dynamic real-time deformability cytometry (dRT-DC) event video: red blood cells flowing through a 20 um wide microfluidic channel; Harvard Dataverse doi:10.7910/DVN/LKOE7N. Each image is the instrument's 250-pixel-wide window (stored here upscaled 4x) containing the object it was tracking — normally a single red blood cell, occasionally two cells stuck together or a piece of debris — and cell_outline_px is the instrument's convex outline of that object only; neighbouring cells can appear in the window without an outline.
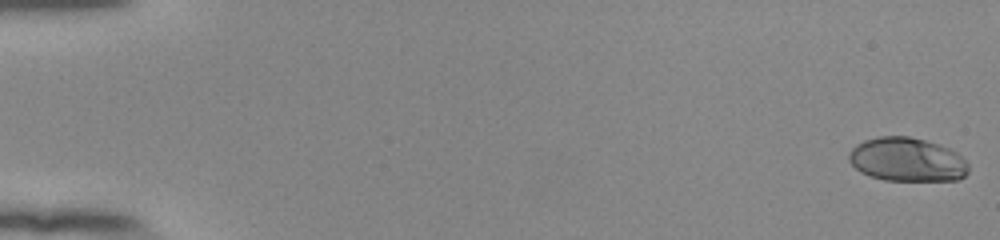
{"species": "human", "species_latin": "Homo sapiens", "temperature_condition": "room temperature", "stored_images_in_passage": 54, "camera_frame_rate_fps": 3000, "um_per_image_px": 0.085, "donor": {"sex": "female"}, "frame": {"image": 1, "passage_image": 1, "time_ms": 0.0, "image_size_px": [1000, 240], "cell_outline_px": [[968, 172], [960, 180], [884, 180], [860, 172], [848, 160], [848, 152], [856, 144], [864, 140], [880, 136], [908, 136], [924, 140], [948, 148], [956, 152], [968, 164]], "centroid_in_image_um": [77.07, 13.57], "position_along_channel_um": 7.9, "area_um2": 30.4}}
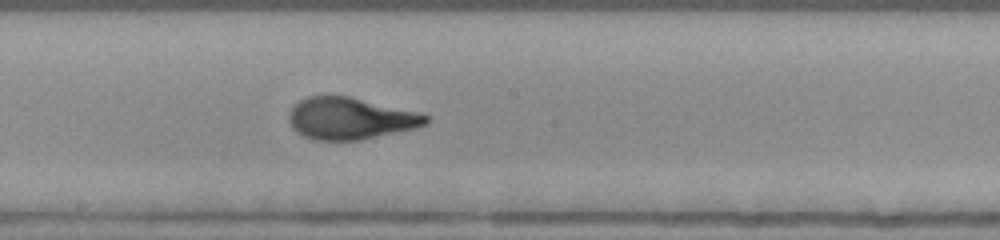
{"frame": {"image": 2, "passage_image": 31, "time_ms": 10.0, "image_size_px": [1000, 240], "cell_outline_px": [[428, 124], [412, 128], [360, 140], [312, 140], [296, 132], [292, 128], [288, 120], [288, 112], [300, 100], [308, 96], [348, 96], [420, 112], [428, 116]], "centroid_in_image_um": [29.74, 10.07], "position_along_channel_um": 218.5, "area_um2": 33.23}}
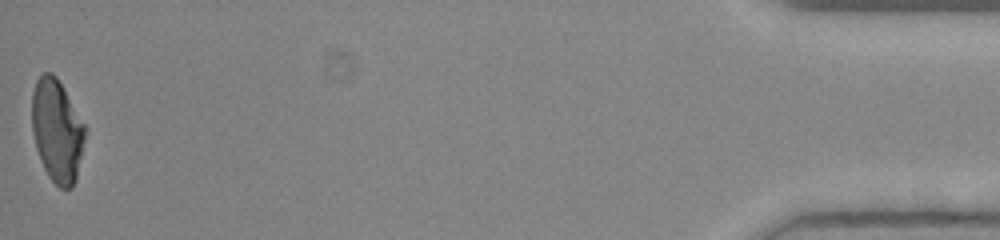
{"frame": {"image": 3, "passage_image": 54, "time_ms": 17.667, "image_size_px": [1000, 240], "cell_outline_px": [[88, 128], [76, 180], [72, 188], [60, 188], [48, 176], [40, 160], [36, 148], [32, 132], [32, 92], [36, 80], [44, 72], [52, 72], [56, 76]], "centroid_in_image_um": [4.86, 11.11], "position_along_channel_um": 430.3, "area_um2": 32.19}, "authors_computed_cell_mechanics": {"area_um2": 32.3102, "velocity_mm_per_s": 3.9187, "shape_relaxation_time_tau1_ms": 5.739, "shape_relaxation_time_tau2_ms": null, "deformation_change_tau1": 0.2236, "deformation_change_tau2": null}}